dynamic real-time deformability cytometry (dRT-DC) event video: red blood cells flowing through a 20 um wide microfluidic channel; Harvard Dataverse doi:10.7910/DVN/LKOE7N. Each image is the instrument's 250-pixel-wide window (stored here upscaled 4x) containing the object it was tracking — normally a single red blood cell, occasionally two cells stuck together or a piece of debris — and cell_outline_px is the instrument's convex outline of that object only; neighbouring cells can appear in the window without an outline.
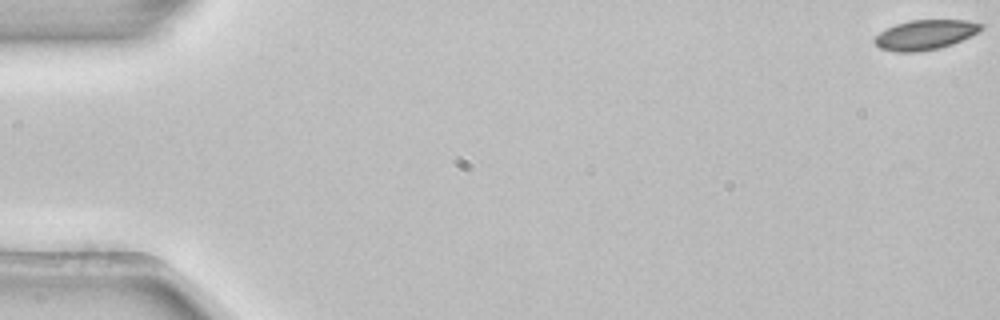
{"species": "common noctule bat (a hibernating species)", "species_latin": "Nyctalus noctula", "temperature_condition": "room temperature", "stored_images_in_passage": 55, "camera_frame_rate_fps": 3000, "um_per_image_px": 0.085, "animal": {"sex": "female", "body_mass_g": 22.7, "forearm_length_mm": 54.2}, "frame": {"image": 1, "passage_image": 1, "time_ms": 0.0, "image_size_px": [1000, 320], "cell_outline_px": [[984, 28], [952, 44], [940, 48], [920, 52], [896, 52], [880, 48], [872, 40], [880, 32], [896, 24], [912, 20], [968, 20], [984, 24]], "centroid_in_image_um": [78.63, 2.96], "position_along_channel_um": 6.4, "area_um2": 18.38}}
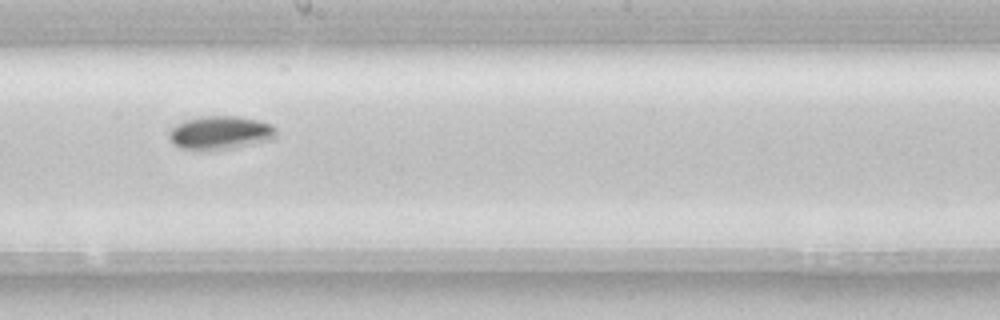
{"frame": {"image": 2, "passage_image": 31, "time_ms": 10.0, "image_size_px": [1000, 320], "cell_outline_px": [[276, 136], [268, 140], [232, 148], [212, 152], [200, 152], [180, 148], [168, 136], [168, 132], [176, 124], [184, 120], [200, 116], [236, 116], [256, 120], [268, 124], [276, 128]], "centroid_in_image_um": [18.65, 11.31], "position_along_channel_um": 229.5, "area_um2": 21.1}}
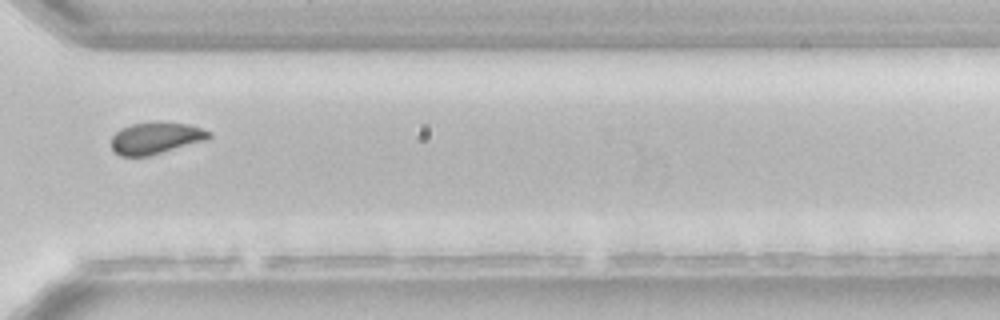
{"frame": {"image": 3, "passage_image": 41, "time_ms": 13.333, "image_size_px": [1000, 320], "cell_outline_px": [[212, 136], [208, 140], [148, 156], [120, 156], [112, 148], [112, 136], [120, 128], [132, 124], [188, 124], [212, 132]], "centroid_in_image_um": [13.26, 11.77], "position_along_channel_um": 357.3, "area_um2": 17.57}}